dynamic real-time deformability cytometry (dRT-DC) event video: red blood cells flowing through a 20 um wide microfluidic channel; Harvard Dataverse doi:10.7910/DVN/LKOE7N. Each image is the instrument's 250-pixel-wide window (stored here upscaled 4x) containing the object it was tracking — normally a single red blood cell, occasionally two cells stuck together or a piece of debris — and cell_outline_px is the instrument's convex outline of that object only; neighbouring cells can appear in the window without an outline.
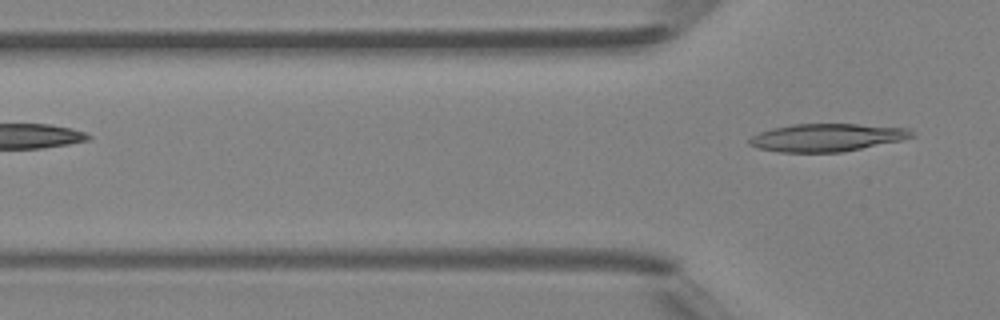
{"species": "Egyptian fruit bat (a non-hibernating species)", "species_latin": "Rousettus aegyptiacus", "temperature_condition": "room temperature", "stored_images_in_passage": 3, "camera_frame_rate_fps": 3000, "um_per_image_px": 0.085, "animal": {"sex": "female"}, "frame": {"image": 1, "passage_image": 3, "time_ms": 2.333, "image_size_px": [1000, 320], "cell_outline_px": [[916, 136], [900, 140], [840, 152], [780, 152], [756, 148], [748, 144], [748, 140], [752, 136], [760, 132], [772, 128], [792, 124], [856, 124], [908, 128], [916, 132]], "centroid_in_image_um": [70.26, 11.68], "position_along_channel_um": 55.5, "area_um2": 26.18}}